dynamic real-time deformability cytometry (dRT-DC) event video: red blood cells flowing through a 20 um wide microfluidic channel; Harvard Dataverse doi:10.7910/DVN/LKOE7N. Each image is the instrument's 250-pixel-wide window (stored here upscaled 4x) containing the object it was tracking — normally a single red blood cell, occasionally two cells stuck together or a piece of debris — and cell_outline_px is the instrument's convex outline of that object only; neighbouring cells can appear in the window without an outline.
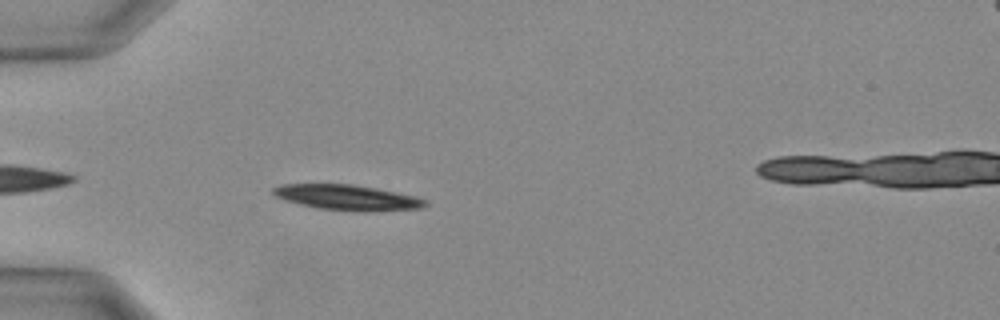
{"species": "Egyptian fruit bat (a non-hibernating species)", "species_latin": "Rousettus aegyptiacus", "temperature_condition": "warm", "stored_images_in_passage": 9, "camera_frame_rate_fps": 3000, "um_per_image_px": 0.085, "animal": {"sex": "female"}, "frame": {"image": 1, "passage_image": 2, "time_ms": 0.333, "image_size_px": [1000, 320], "cell_outline_px": [[428, 204], [424, 208], [320, 208], [300, 204], [276, 196], [272, 192], [272, 188], [280, 184], [352, 184], [376, 188], [416, 196], [428, 200]], "centroid_in_image_um": [29.46, 16.71], "position_along_channel_um": 55.5, "area_um2": 20.92}}
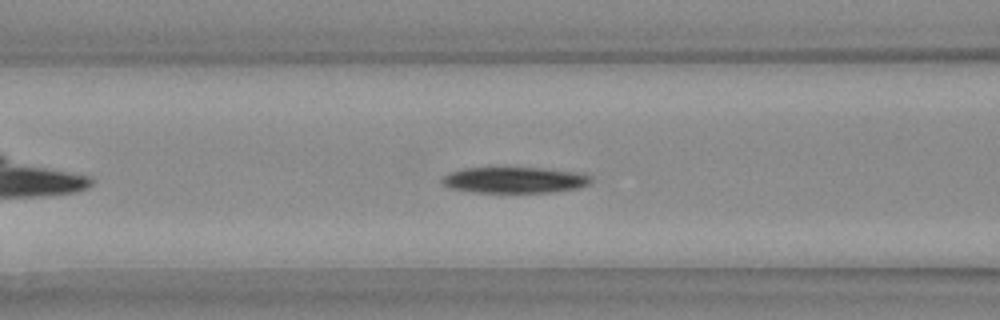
{"frame": {"image": 2, "passage_image": 6, "time_ms": 1.667, "image_size_px": [1000, 320], "cell_outline_px": [[592, 180], [588, 184], [580, 188], [548, 192], [476, 192], [452, 188], [440, 184], [440, 176], [448, 172], [464, 168], [540, 168], [580, 172], [592, 176]], "centroid_in_image_um": [43.71, 15.29], "position_along_channel_um": 122.9, "area_um2": 22.72}}